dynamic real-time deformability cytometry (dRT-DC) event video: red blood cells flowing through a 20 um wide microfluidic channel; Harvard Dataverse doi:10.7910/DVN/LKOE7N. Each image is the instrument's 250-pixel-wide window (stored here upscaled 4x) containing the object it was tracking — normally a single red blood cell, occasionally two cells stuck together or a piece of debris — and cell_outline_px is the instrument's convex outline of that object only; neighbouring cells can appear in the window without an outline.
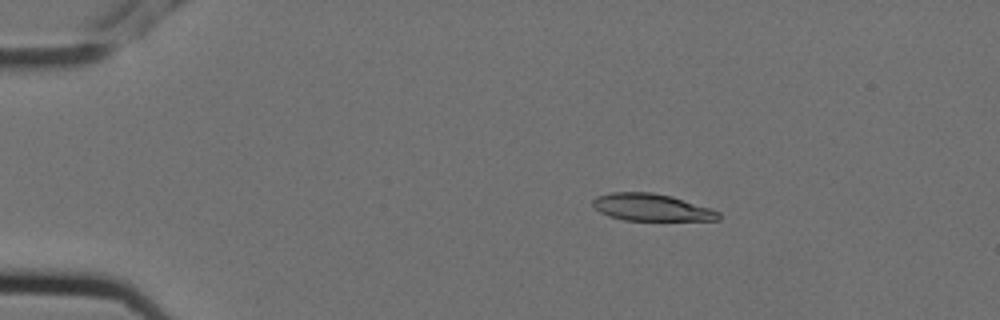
{"species": "Egyptian fruit bat (a non-hibernating species)", "species_latin": "Rousettus aegyptiacus", "temperature_condition": "cold", "stored_images_in_passage": 4, "camera_frame_rate_fps": 3000, "um_per_image_px": 0.085, "animal": {"sex": "female"}, "frame": {"image": 1, "passage_image": 3, "time_ms": 0.667, "image_size_px": [1000, 320], "cell_outline_px": [[720, 220], [624, 220], [608, 216], [600, 212], [592, 204], [592, 200], [596, 196], [612, 192], [652, 192], [672, 196], [712, 208], [720, 212]], "centroid_in_image_um": [55.39, 17.62], "position_along_channel_um": 29.6, "area_um2": 20.0}}